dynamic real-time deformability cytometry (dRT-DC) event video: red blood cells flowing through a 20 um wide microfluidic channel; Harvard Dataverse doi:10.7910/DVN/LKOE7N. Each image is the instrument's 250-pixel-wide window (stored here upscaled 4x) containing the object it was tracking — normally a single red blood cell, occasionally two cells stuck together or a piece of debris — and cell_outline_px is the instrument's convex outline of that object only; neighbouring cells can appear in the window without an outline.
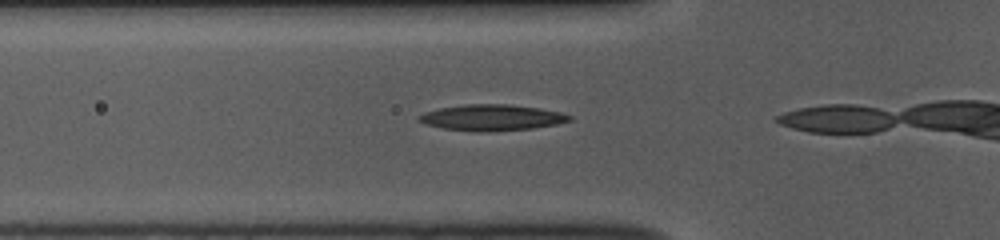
{"species": "common noctule bat (a hibernating species)", "species_latin": "Nyctalus noctula", "temperature_condition": "room temperature", "stored_images_in_passage": 10, "camera_frame_rate_fps": 3000, "um_per_image_px": 0.085, "animal": {"sex": "female", "body_mass_g": 10.0, "forearm_length_mm": 53.1}, "frame": {"image": 1, "passage_image": 9, "time_ms": 2.667, "image_size_px": [1000, 240], "cell_outline_px": [[572, 120], [556, 124], [532, 128], [444, 128], [424, 124], [416, 120], [416, 116], [424, 112], [440, 108], [464, 104], [508, 104], [540, 108], [560, 112], [572, 116]], "centroid_in_image_um": [41.79, 9.93], "position_along_channel_um": 84.0, "area_um2": 21.56}}